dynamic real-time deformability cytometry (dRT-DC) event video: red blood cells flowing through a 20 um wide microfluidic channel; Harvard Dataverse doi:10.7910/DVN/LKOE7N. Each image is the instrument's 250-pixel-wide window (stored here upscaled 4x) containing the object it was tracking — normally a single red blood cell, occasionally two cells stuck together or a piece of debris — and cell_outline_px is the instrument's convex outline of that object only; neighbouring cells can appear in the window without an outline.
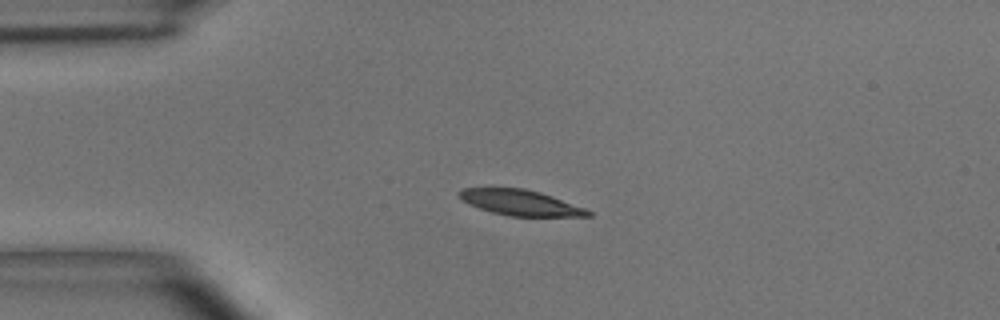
{"species": "common noctule bat (a hibernating species)", "species_latin": "Nyctalus noctula", "temperature_condition": "room temperature", "stored_images_in_passage": 7, "camera_frame_rate_fps": 3000, "um_per_image_px": 0.085, "animal": {"sex": "male", "body_mass_g": 15.6}, "frame": {"image": 1, "passage_image": 4, "time_ms": 4.333, "image_size_px": [1000, 320], "cell_outline_px": [[592, 216], [508, 216], [492, 212], [468, 204], [460, 200], [456, 192], [464, 188], [524, 188], [540, 192], [552, 196], [584, 208], [592, 212]], "centroid_in_image_um": [44.18, 17.22], "position_along_channel_um": 40.8, "area_um2": 19.13}}
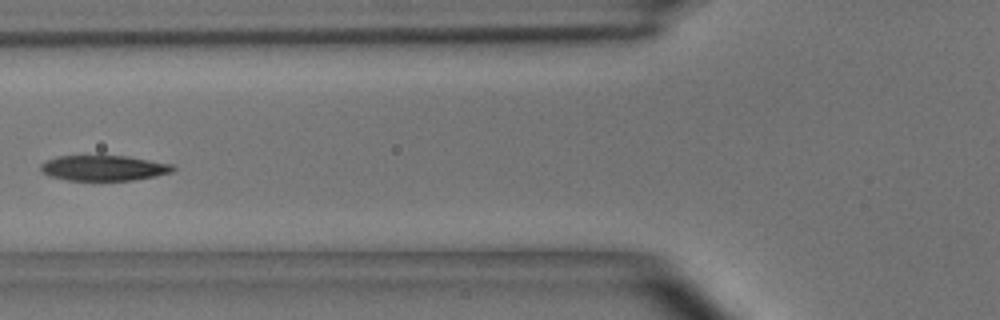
{"frame": {"image": 2, "passage_image": 6, "time_ms": 7.0, "image_size_px": [1000, 320], "cell_outline_px": [[176, 168], [172, 172], [156, 176], [132, 180], [68, 180], [48, 176], [40, 172], [40, 164], [56, 156], [128, 156], [172, 164]], "centroid_in_image_um": [8.8, 14.28], "position_along_channel_um": 117.0, "area_um2": 19.59}}